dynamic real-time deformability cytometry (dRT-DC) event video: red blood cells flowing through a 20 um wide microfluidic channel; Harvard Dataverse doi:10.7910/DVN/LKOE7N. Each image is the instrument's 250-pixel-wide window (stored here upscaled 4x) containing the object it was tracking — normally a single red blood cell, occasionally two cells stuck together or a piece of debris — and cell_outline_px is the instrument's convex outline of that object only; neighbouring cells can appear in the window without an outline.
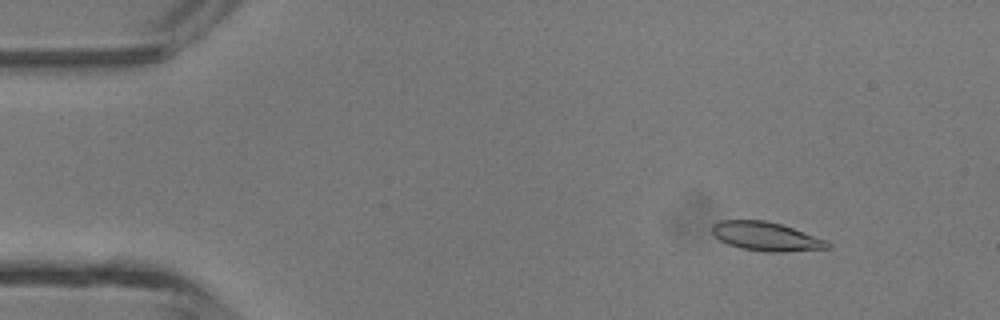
{"species": "common noctule bat (a hibernating species)", "species_latin": "Nyctalus noctula", "temperature_condition": "room temperature", "stored_images_in_passage": 4, "camera_frame_rate_fps": 3000, "um_per_image_px": 0.085, "animal": {"sex": "male", "body_mass_g": 13.3}, "frame": {"image": 1, "passage_image": 2, "time_ms": 1.0, "image_size_px": [1000, 320], "cell_outline_px": [[832, 244], [828, 248], [784, 252], [768, 252], [740, 248], [728, 244], [720, 240], [712, 232], [712, 224], [720, 220], [764, 220], [780, 224], [828, 240]], "centroid_in_image_um": [65.12, 20.1], "position_along_channel_um": 19.9, "area_um2": 19.36}}
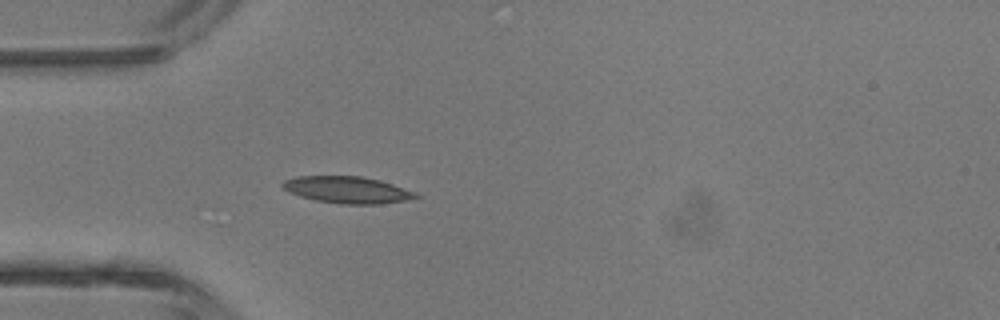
{"frame": {"image": 2, "passage_image": 4, "time_ms": 3.667, "image_size_px": [1000, 320], "cell_outline_px": [[420, 196], [404, 200], [380, 204], [340, 204], [316, 200], [300, 196], [288, 192], [280, 184], [284, 180], [296, 176], [360, 176], [380, 180], [416, 192]], "centroid_in_image_um": [29.49, 16.13], "position_along_channel_um": 55.5, "area_um2": 20.69}}